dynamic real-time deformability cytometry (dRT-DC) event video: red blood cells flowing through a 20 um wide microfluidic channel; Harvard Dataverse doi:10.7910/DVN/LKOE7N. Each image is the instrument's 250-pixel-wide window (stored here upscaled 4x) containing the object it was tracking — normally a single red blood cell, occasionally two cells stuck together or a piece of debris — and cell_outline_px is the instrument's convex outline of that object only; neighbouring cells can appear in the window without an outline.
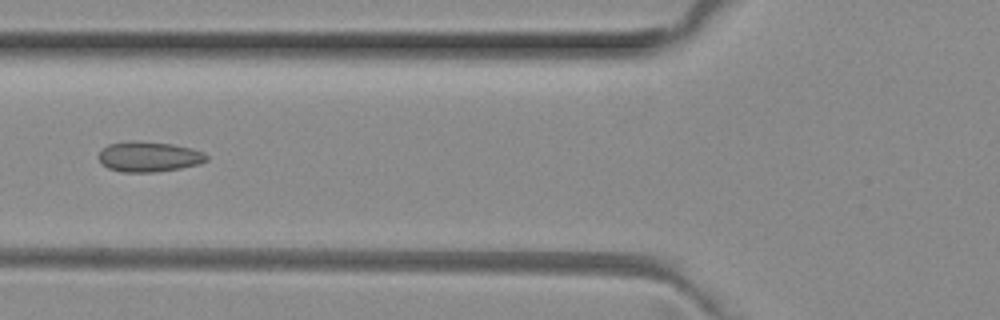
{"species": "common noctule bat (a hibernating species)", "species_latin": "Nyctalus noctula", "temperature_condition": "room temperature", "stored_images_in_passage": 3, "camera_frame_rate_fps": 3000, "um_per_image_px": 0.085, "animal": {"sex": "female", "body_mass_g": 29.2, "forearm_length_mm": 56.3}, "frame": {"image": 1, "passage_image": 3, "time_ms": 0.667, "image_size_px": [1000, 320], "cell_outline_px": [[208, 160], [200, 164], [180, 168], [156, 172], [124, 172], [108, 168], [100, 164], [96, 156], [108, 144], [132, 140], [172, 144], [192, 148], [204, 152], [208, 156]], "centroid_in_image_um": [12.64, 13.32], "position_along_channel_um": 113.2, "area_um2": 19.25}}